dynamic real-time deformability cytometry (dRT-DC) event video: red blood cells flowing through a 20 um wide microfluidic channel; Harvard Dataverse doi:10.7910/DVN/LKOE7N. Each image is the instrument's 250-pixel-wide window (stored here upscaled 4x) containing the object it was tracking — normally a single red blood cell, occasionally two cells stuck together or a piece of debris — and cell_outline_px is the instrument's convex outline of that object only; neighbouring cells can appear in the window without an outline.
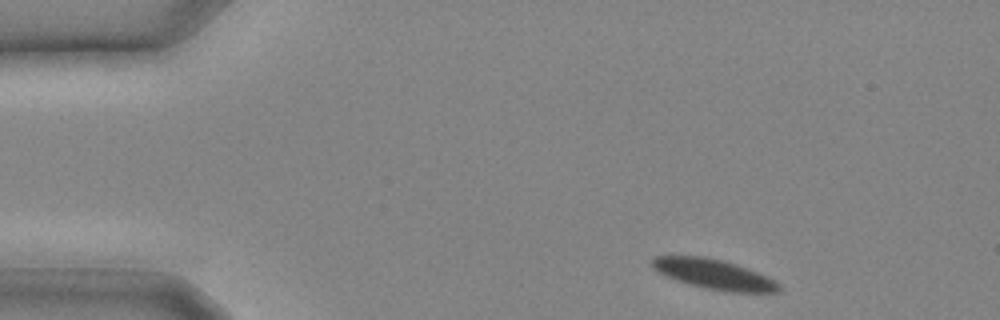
{"species": "common noctule bat (a hibernating species)", "species_latin": "Nyctalus noctula", "temperature_condition": "cold", "stored_images_in_passage": 7, "camera_frame_rate_fps": 3000, "um_per_image_px": 0.085, "animal": {"sex": "male", "body_mass_g": 20.4}, "frame": {"image": 1, "passage_image": 1, "time_ms": 0.0, "image_size_px": [1000, 320], "cell_outline_px": [[780, 292], [728, 292], [704, 288], [688, 284], [676, 280], [660, 272], [652, 264], [652, 256], [704, 256], [736, 264], [756, 272], [780, 284]], "centroid_in_image_um": [60.68, 23.32], "position_along_channel_um": 24.3, "area_um2": 21.68}}
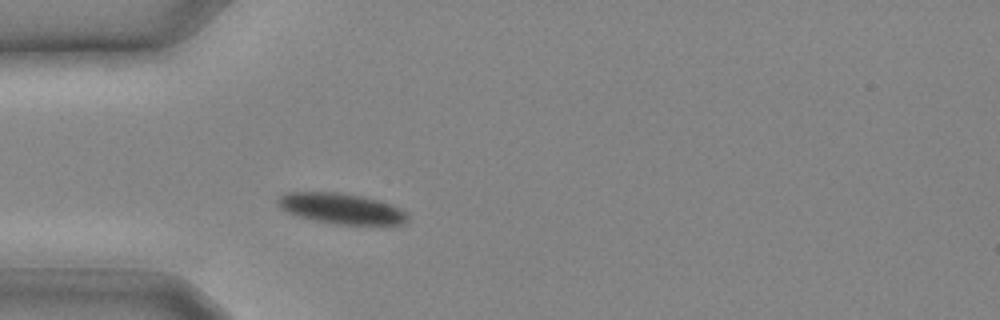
{"frame": {"image": 2, "passage_image": 5, "time_ms": 1.333, "image_size_px": [1000, 320], "cell_outline_px": [[408, 220], [400, 224], [336, 224], [316, 220], [300, 216], [288, 212], [280, 208], [276, 204], [276, 200], [284, 192], [336, 192], [360, 196], [392, 204], [400, 208], [408, 216]], "centroid_in_image_um": [28.97, 17.71], "position_along_channel_um": 56.0, "area_um2": 22.83}}
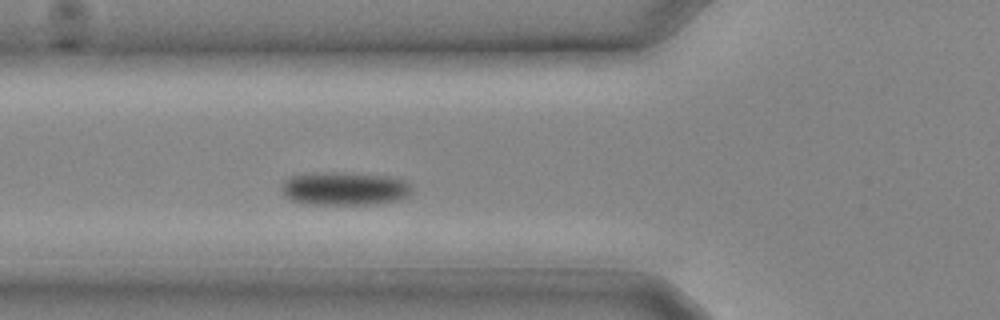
{"frame": {"image": 3, "passage_image": 7, "time_ms": 2.0, "image_size_px": [1000, 320], "cell_outline_px": [[412, 192], [408, 196], [400, 200], [376, 204], [304, 204], [288, 200], [284, 196], [280, 188], [284, 180], [292, 176], [312, 172], [344, 172], [388, 176], [404, 180], [412, 188]], "centroid_in_image_um": [29.25, 16.03], "position_along_channel_um": 96.6, "area_um2": 25.78}}